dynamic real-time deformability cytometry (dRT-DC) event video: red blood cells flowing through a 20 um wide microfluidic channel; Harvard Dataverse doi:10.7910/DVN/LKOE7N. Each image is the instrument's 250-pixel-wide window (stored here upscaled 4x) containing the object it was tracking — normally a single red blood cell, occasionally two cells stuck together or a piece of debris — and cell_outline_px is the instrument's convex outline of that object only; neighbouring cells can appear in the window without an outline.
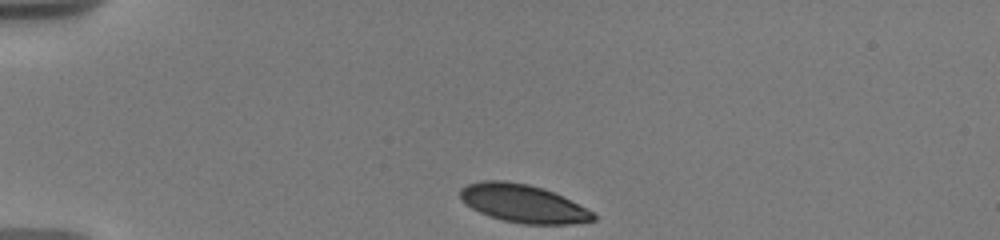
{"species": "human", "species_latin": "Homo sapiens", "temperature_condition": "warm", "stored_images_in_passage": 18, "camera_frame_rate_fps": 3000, "um_per_image_px": 0.085, "donor": {"sex": "male"}, "frame": {"image": 1, "passage_image": 1, "time_ms": 0.0, "image_size_px": [1000, 240], "cell_outline_px": [[596, 220], [572, 224], [524, 224], [504, 220], [488, 216], [472, 208], [460, 200], [460, 188], [468, 184], [484, 180], [504, 180], [528, 184], [544, 188], [592, 212], [596, 216]], "centroid_in_image_um": [44.41, 17.29], "position_along_channel_um": 40.6, "area_um2": 29.25}}
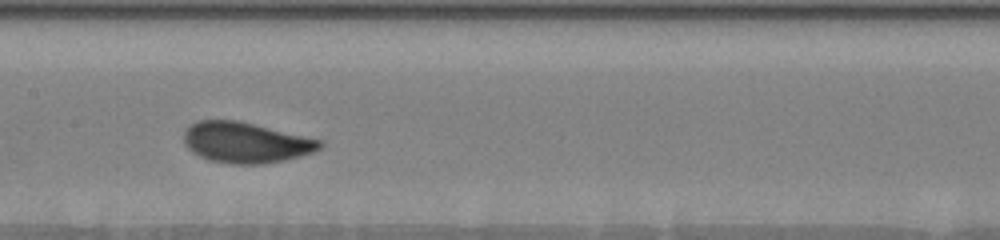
{"frame": {"image": 2, "passage_image": 10, "time_ms": 5.333, "image_size_px": [1000, 240], "cell_outline_px": [[324, 144], [320, 148], [312, 152], [300, 156], [284, 160], [264, 164], [232, 164], [208, 160], [192, 152], [184, 144], [184, 132], [188, 124], [196, 120], [240, 120], [324, 140]], "centroid_in_image_um": [20.89, 12.1], "position_along_channel_um": 186.5, "area_um2": 32.71}}
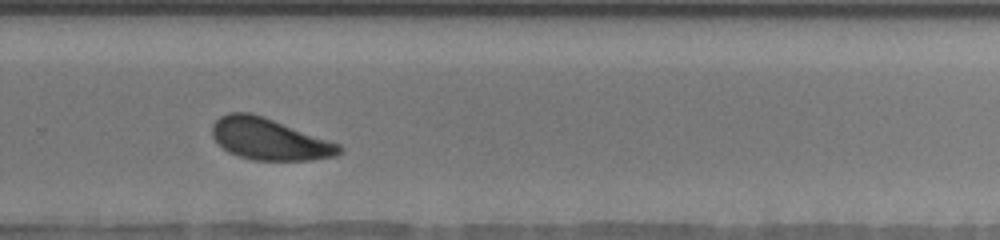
{"frame": {"image": 3, "passage_image": 16, "time_ms": 8.667, "image_size_px": [1000, 240], "cell_outline_px": [[344, 152], [336, 156], [312, 160], [252, 160], [228, 152], [212, 136], [212, 124], [220, 116], [228, 112], [252, 112], [264, 116], [340, 144], [344, 148]], "centroid_in_image_um": [22.92, 11.82], "position_along_channel_um": 306.9, "area_um2": 30.92}}